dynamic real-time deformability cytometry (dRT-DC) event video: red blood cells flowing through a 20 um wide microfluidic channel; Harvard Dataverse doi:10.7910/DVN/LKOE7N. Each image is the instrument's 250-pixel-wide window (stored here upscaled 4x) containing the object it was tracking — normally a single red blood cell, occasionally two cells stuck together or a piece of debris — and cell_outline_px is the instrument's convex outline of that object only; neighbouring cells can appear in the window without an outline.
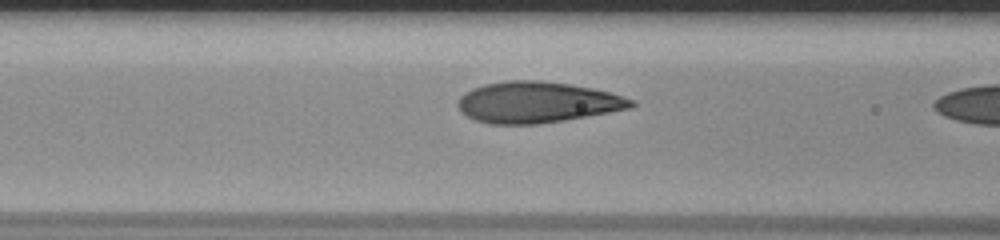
{"species": "human", "species_latin": "Homo sapiens", "temperature_condition": "room temperature", "stored_images_in_passage": 18, "camera_frame_rate_fps": 3000, "um_per_image_px": 0.085, "donor": {"sex": "male"}, "frame": {"image": 1, "passage_image": 17, "time_ms": 5.333, "image_size_px": [1000, 240], "cell_outline_px": [[636, 104], [632, 108], [564, 120], [536, 124], [492, 124], [476, 120], [460, 112], [456, 104], [460, 96], [464, 92], [472, 88], [484, 84], [508, 80], [536, 80], [568, 84], [592, 88], [624, 96], [632, 100]], "centroid_in_image_um": [45.62, 8.69], "position_along_channel_um": 121.0, "area_um2": 41.38}}